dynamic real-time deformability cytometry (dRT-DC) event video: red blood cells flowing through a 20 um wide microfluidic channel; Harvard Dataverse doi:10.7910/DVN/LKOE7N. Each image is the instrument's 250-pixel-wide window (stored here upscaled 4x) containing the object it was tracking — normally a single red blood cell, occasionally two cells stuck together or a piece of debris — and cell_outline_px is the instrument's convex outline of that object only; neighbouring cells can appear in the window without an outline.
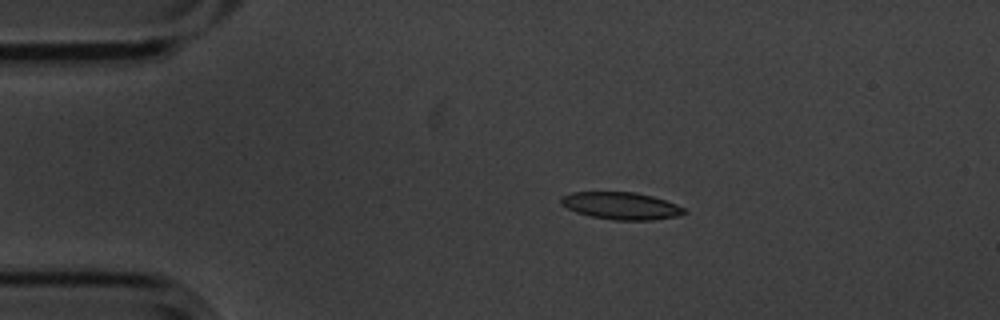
{"species": "common noctule bat (a hibernating species)", "species_latin": "Nyctalus noctula", "temperature_condition": "cold", "stored_images_in_passage": 5, "camera_frame_rate_fps": 3000, "um_per_image_px": 0.085, "animal": {"sex": "male", "body_mass_g": 20.1, "forearm_length_mm": 53.5}, "frame": {"image": 1, "passage_image": 3, "time_ms": 0.667, "image_size_px": [1000, 320], "cell_outline_px": [[688, 212], [676, 216], [652, 220], [616, 220], [592, 216], [576, 212], [560, 204], [560, 196], [572, 192], [636, 192], [652, 196], [676, 204], [684, 208]], "centroid_in_image_um": [52.77, 17.48], "position_along_channel_um": 32.2, "area_um2": 19.48}}
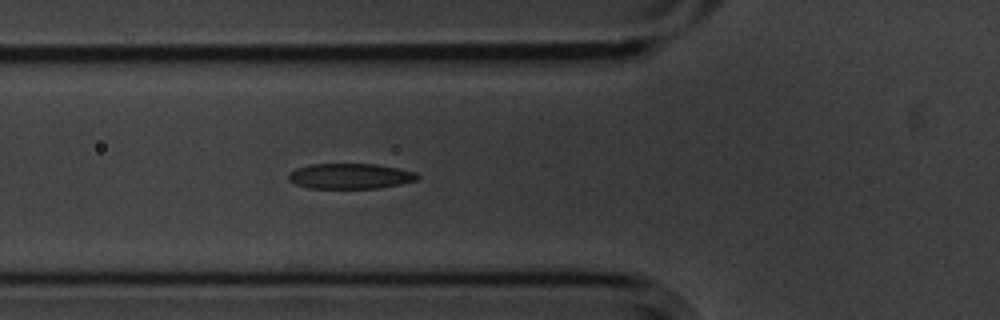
{"frame": {"image": 2, "passage_image": 5, "time_ms": 1.333, "image_size_px": [1000, 320], "cell_outline_px": [[420, 176], [416, 180], [400, 184], [380, 188], [308, 188], [296, 184], [288, 180], [288, 172], [296, 168], [308, 164], [376, 164], [416, 172]], "centroid_in_image_um": [29.73, 14.97], "position_along_channel_um": 96.1, "area_um2": 19.13}}